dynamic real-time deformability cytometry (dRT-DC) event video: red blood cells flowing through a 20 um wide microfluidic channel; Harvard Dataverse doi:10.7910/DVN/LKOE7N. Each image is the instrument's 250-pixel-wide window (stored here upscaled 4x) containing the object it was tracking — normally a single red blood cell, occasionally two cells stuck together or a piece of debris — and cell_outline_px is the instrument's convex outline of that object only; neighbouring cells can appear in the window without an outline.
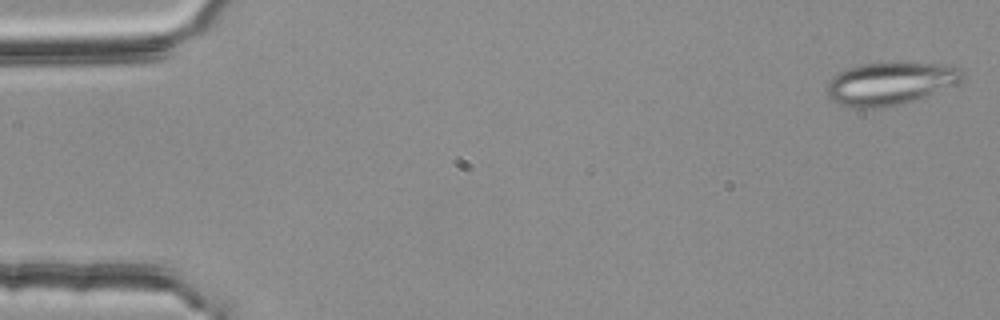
{"species": "common noctule bat (a hibernating species)", "species_latin": "Nyctalus noctula", "temperature_condition": "room temperature", "stored_images_in_passage": 54, "camera_frame_rate_fps": 3000, "um_per_image_px": 0.085, "animal": {"sex": "female", "body_mass_g": 25.1}, "frame": {"image": 1, "passage_image": 1, "time_ms": 0.0, "image_size_px": [1000, 320], "cell_outline_px": [[964, 76], [956, 84], [924, 96], [912, 100], [896, 104], [872, 108], [852, 108], [840, 104], [832, 100], [828, 96], [828, 80], [832, 76], [848, 68], [864, 64], [892, 60], [896, 60], [956, 64], [964, 68]], "centroid_in_image_um": [75.73, 7.02], "position_along_channel_um": 9.3, "area_um2": 34.45}}
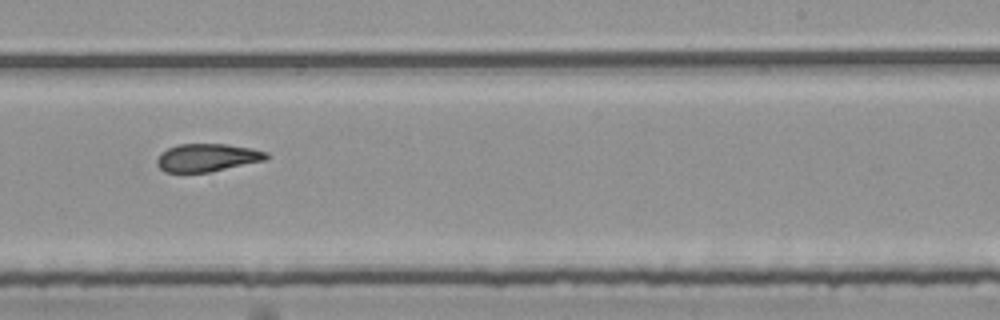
{"frame": {"image": 2, "passage_image": 33, "time_ms": 10.667, "image_size_px": [1000, 320], "cell_outline_px": [[272, 156], [268, 160], [208, 172], [164, 172], [156, 164], [156, 160], [160, 152], [168, 148], [180, 144], [224, 144], [252, 148], [268, 152]], "centroid_in_image_um": [17.65, 13.39], "position_along_channel_um": 271.4, "area_um2": 17.98}}
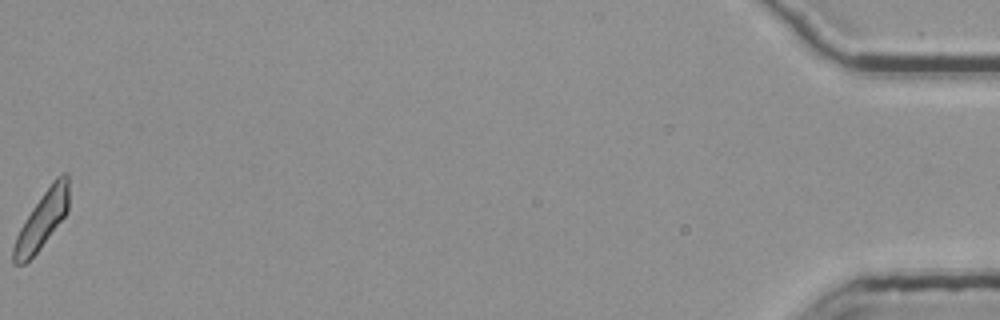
{"frame": {"image": 3, "passage_image": 54, "time_ms": 17.667, "image_size_px": [1000, 320], "cell_outline_px": [[68, 212], [40, 248], [24, 264], [12, 264], [12, 248], [16, 236], [24, 220], [32, 208], [52, 180], [56, 176], [64, 172], [68, 172]], "centroid_in_image_um": [3.56, 18.68], "position_along_channel_um": 431.6, "area_um2": 18.26}, "authors_computed_cell_mechanics": {"area_um2": 18.8428, "velocity_mm_per_s": 3.7775, "shape_relaxation_time_tau1_ms": null, "shape_relaxation_time_tau2_ms": 3.5771, "deformation_change_tau1": null, "deformation_change_tau2": 0.1266}}